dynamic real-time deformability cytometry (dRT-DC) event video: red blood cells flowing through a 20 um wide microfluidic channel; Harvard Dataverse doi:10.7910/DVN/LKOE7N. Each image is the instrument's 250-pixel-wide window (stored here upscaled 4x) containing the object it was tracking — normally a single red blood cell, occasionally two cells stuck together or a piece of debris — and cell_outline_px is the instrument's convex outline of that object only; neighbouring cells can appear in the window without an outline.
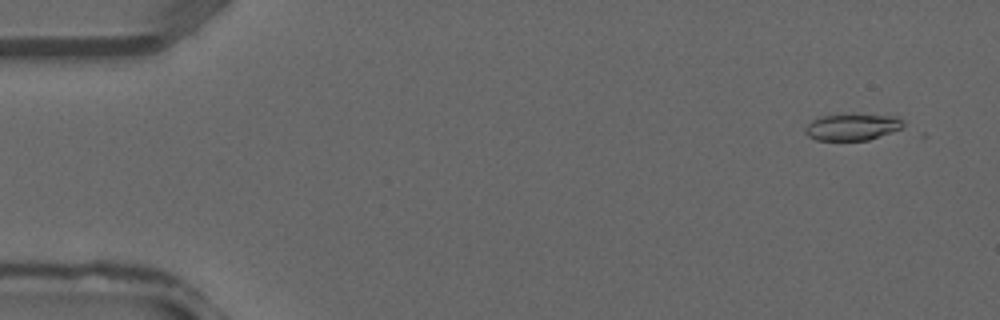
{"species": "common noctule bat (a hibernating species)", "species_latin": "Nyctalus noctula", "temperature_condition": "warm", "stored_images_in_passage": 4, "camera_frame_rate_fps": 3000, "um_per_image_px": 0.085, "animal": {"sex": "male", "forearm_length_mm": 52.5}, "frame": {"image": 1, "passage_image": 3, "time_ms": 0.667, "image_size_px": [1000, 320], "cell_outline_px": [[904, 124], [900, 128], [892, 132], [868, 140], [816, 140], [808, 136], [804, 132], [804, 128], [812, 120], [820, 116], [852, 112], [896, 116], [904, 120]], "centroid_in_image_um": [72.44, 10.75], "position_along_channel_um": 12.6, "area_um2": 15.78}}